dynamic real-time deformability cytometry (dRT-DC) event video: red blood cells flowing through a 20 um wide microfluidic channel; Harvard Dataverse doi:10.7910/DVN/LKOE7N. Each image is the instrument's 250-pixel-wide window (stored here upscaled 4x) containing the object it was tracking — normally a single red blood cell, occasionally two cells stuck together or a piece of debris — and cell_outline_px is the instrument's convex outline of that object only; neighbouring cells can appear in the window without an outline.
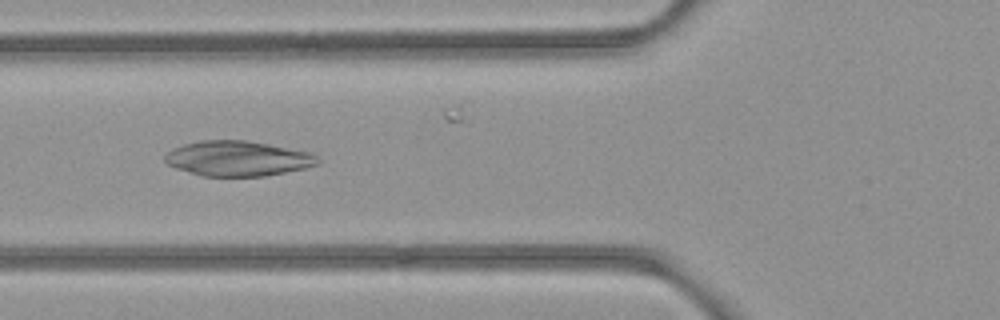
{"species": "common noctule bat (a hibernating species)", "species_latin": "Nyctalus noctula", "temperature_condition": "room temperature", "stored_images_in_passage": 8, "camera_frame_rate_fps": 3000, "um_per_image_px": 0.085, "animal": {"sex": "female", "body_mass_g": 21.9}, "frame": {"image": 1, "passage_image": 7, "time_ms": 2.0, "image_size_px": [1000, 320], "cell_outline_px": [[320, 164], [304, 168], [264, 176], [200, 176], [176, 168], [168, 164], [164, 160], [164, 156], [172, 148], [184, 144], [200, 140], [244, 140], [268, 144], [308, 152], [316, 156], [320, 160]], "centroid_in_image_um": [20.17, 13.47], "position_along_channel_um": 105.6, "area_um2": 31.15}}
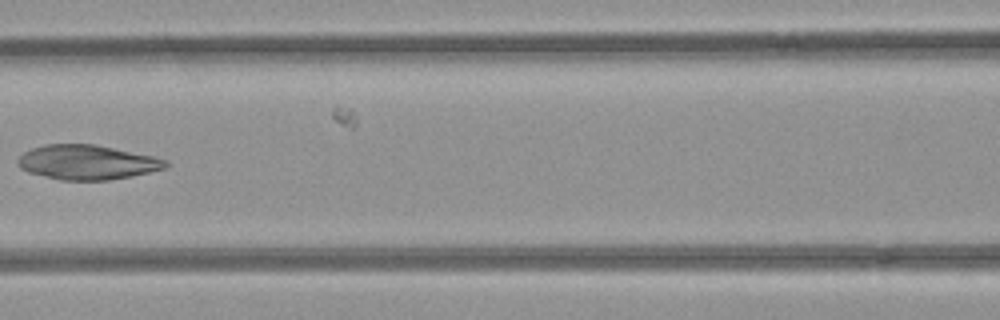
{"frame": {"image": 2, "passage_image": 8, "time_ms": 2.333, "image_size_px": [1000, 320], "cell_outline_px": [[168, 164], [164, 168], [132, 176], [108, 180], [60, 180], [28, 172], [20, 168], [16, 160], [24, 152], [32, 148], [44, 144], [96, 144], [152, 156], [168, 160]], "centroid_in_image_um": [7.38, 13.79], "position_along_channel_um": 159.2, "area_um2": 29.71}}